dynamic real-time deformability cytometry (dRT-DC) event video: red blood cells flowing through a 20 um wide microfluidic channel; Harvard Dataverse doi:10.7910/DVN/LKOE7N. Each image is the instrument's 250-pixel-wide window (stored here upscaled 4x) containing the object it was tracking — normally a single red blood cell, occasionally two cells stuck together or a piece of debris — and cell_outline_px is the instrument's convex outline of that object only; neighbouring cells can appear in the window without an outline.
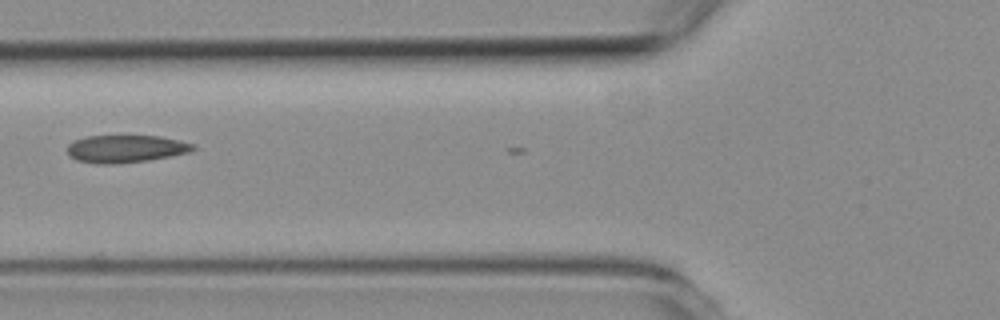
{"species": "common noctule bat (a hibernating species)", "species_latin": "Nyctalus noctula", "temperature_condition": "room temperature", "stored_images_in_passage": 9, "camera_frame_rate_fps": 3000, "um_per_image_px": 0.085, "animal": {"sex": "female", "body_mass_g": 19.3, "forearm_length_mm": 54.1}, "frame": {"image": 1, "passage_image": 8, "time_ms": 8.667, "image_size_px": [1000, 320], "cell_outline_px": [[196, 148], [188, 152], [172, 156], [148, 160], [116, 164], [96, 164], [76, 160], [68, 156], [68, 144], [84, 136], [160, 136], [192, 144]], "centroid_in_image_um": [10.63, 12.66], "position_along_channel_um": 115.2, "area_um2": 20.11}}